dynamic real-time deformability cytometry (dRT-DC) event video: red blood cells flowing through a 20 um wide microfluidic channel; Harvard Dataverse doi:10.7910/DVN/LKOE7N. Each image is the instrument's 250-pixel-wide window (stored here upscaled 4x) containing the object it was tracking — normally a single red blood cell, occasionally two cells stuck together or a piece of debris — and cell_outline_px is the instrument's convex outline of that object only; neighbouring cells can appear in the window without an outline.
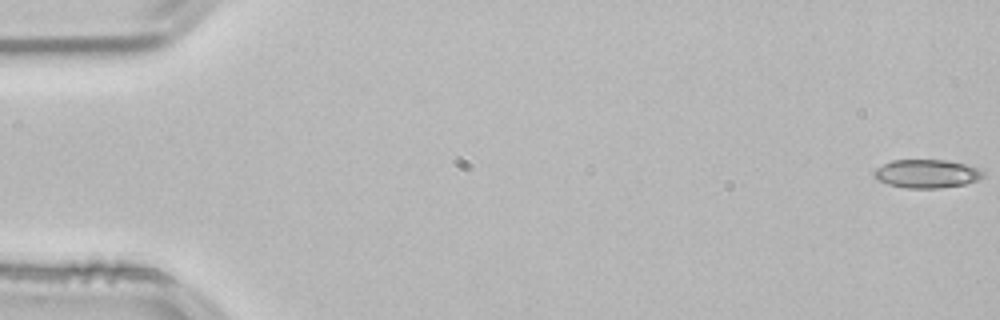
{"species": "common noctule bat (a hibernating species)", "species_latin": "Nyctalus noctula", "temperature_condition": "room temperature", "stored_images_in_passage": 53, "camera_frame_rate_fps": 3000, "um_per_image_px": 0.085, "animal": {"sex": "male", "body_mass_g": 21.5, "forearm_length_mm": 52.0}, "frame": {"image": 1, "passage_image": 1, "time_ms": 0.0, "image_size_px": [1000, 320], "cell_outline_px": [[984, 176], [976, 180], [964, 184], [940, 188], [908, 188], [888, 184], [876, 180], [872, 176], [872, 172], [876, 168], [892, 160], [948, 160], [980, 168], [984, 172]], "centroid_in_image_um": [78.74, 14.76], "position_along_channel_um": 6.3, "area_um2": 18.15}}
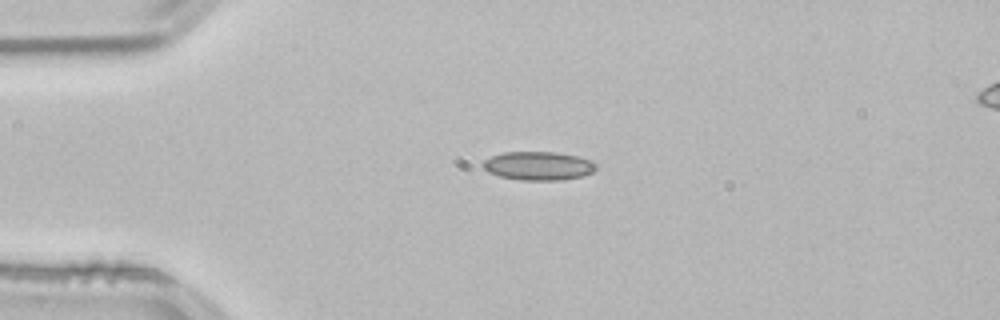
{"frame": {"image": 2, "passage_image": 13, "time_ms": 4.0, "image_size_px": [1000, 320], "cell_outline_px": [[596, 168], [592, 172], [580, 176], [560, 180], [520, 180], [500, 176], [488, 172], [484, 168], [484, 160], [492, 156], [504, 152], [556, 152], [580, 156], [592, 160], [596, 164]], "centroid_in_image_um": [45.79, 14.09], "position_along_channel_um": 39.2, "area_um2": 18.79}}
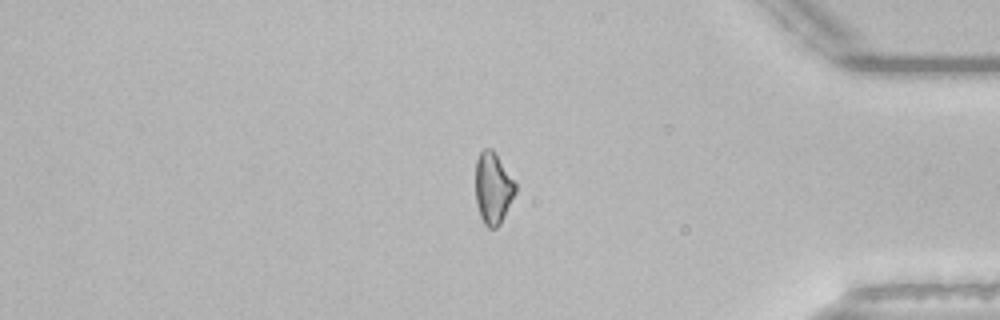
{"frame": {"image": 3, "passage_image": 45, "time_ms": 14.667, "image_size_px": [1000, 320], "cell_outline_px": [[516, 192], [500, 224], [496, 228], [488, 228], [484, 224], [480, 216], [476, 204], [476, 160], [480, 152], [484, 148], [492, 148], [516, 184]], "centroid_in_image_um": [41.89, 16.0], "position_along_channel_um": 393.3, "area_um2": 16.53}, "authors_computed_cell_mechanics": {"area_um2": 17.34, "velocity_mm_per_s": 3.8476, "shape_relaxation_time_tau1_ms": null, "shape_relaxation_time_tau2_ms": 4.2578, "deformation_change_tau1": null, "deformation_change_tau2": 0.1113}}